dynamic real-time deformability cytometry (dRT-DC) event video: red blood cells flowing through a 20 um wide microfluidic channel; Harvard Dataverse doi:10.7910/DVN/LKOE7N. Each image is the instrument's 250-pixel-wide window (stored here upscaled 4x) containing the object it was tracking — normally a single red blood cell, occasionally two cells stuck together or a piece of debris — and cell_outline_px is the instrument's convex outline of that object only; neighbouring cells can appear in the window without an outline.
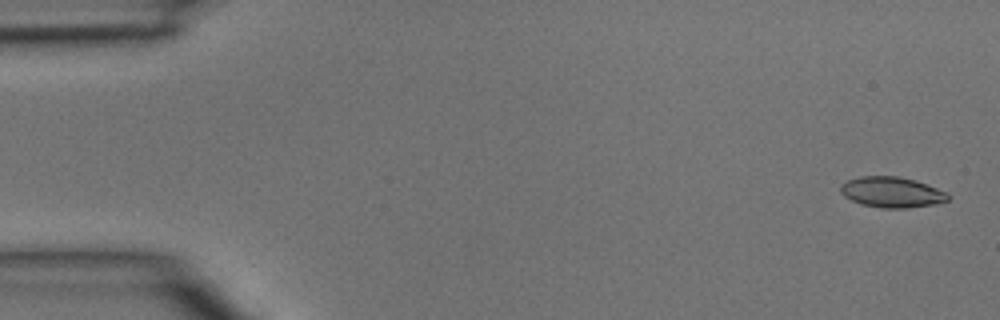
{"species": "common noctule bat (a hibernating species)", "species_latin": "Nyctalus noctula", "temperature_condition": "room temperature", "stored_images_in_passage": 5, "camera_frame_rate_fps": 3000, "um_per_image_px": 0.085, "animal": {"sex": "male", "body_mass_g": 15.6}, "frame": {"image": 1, "passage_image": 1, "time_ms": 0.0, "image_size_px": [1000, 320], "cell_outline_px": [[948, 200], [936, 204], [904, 208], [884, 208], [860, 204], [844, 196], [840, 192], [840, 184], [848, 180], [860, 176], [896, 176], [916, 180], [948, 192]], "centroid_in_image_um": [75.79, 16.33], "position_along_channel_um": 9.2, "area_um2": 19.19}}